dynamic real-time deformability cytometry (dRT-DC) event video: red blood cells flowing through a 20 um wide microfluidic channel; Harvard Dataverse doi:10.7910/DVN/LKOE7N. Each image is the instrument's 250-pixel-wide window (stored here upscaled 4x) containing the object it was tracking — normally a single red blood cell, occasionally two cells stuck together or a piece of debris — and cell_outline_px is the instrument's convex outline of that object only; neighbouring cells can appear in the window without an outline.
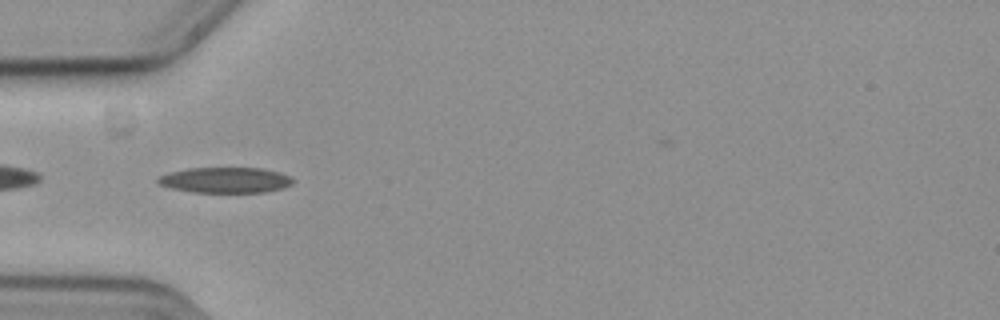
{"species": "common noctule bat (a hibernating species)", "species_latin": "Nyctalus noctula", "temperature_condition": "cold", "stored_images_in_passage": 45, "camera_frame_rate_fps": 3000, "um_per_image_px": 0.085, "animal": {"sex": "female", "body_mass_g": 19.3, "forearm_length_mm": 54.1}, "frame": {"image": 1, "passage_image": 10, "time_ms": 3.0, "image_size_px": [1000, 320], "cell_outline_px": [[292, 184], [284, 188], [264, 192], [192, 192], [172, 188], [160, 184], [156, 180], [160, 176], [172, 172], [188, 168], [260, 168], [280, 172], [292, 176]], "centroid_in_image_um": [19.2, 15.3], "position_along_channel_um": 65.8, "area_um2": 20.0}}
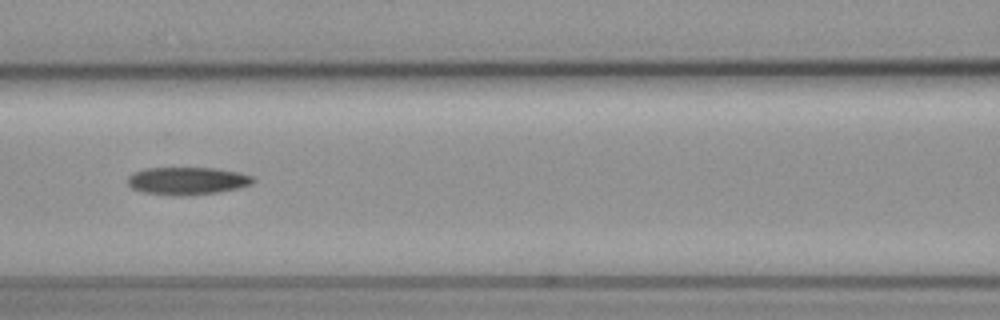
{"frame": {"image": 2, "passage_image": 17, "time_ms": 5.333, "image_size_px": [1000, 320], "cell_outline_px": [[256, 180], [252, 184], [240, 188], [216, 192], [184, 196], [176, 196], [144, 192], [132, 188], [128, 184], [128, 176], [132, 172], [144, 168], [216, 168], [240, 172], [252, 176]], "centroid_in_image_um": [15.93, 15.37], "position_along_channel_um": 150.7, "area_um2": 20.35}}
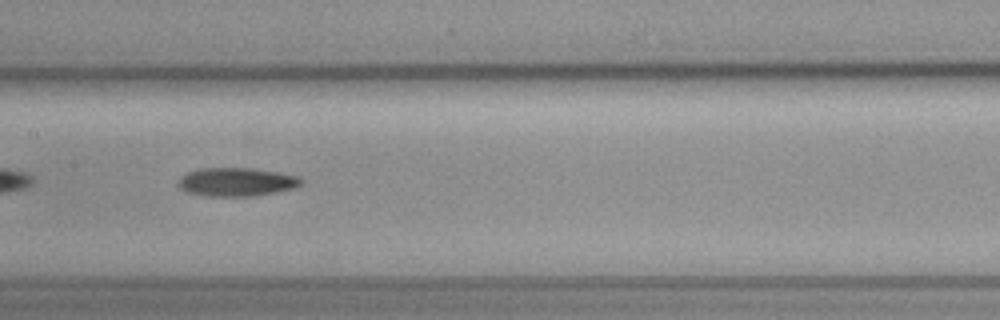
{"frame": {"image": 3, "passage_image": 20, "time_ms": 6.333, "image_size_px": [1000, 320], "cell_outline_px": [[304, 180], [296, 188], [276, 192], [252, 196], [204, 196], [188, 192], [180, 188], [176, 184], [188, 172], [200, 168], [252, 168], [276, 172], [296, 176]], "centroid_in_image_um": [20.11, 15.47], "position_along_channel_um": 187.3, "area_um2": 20.29}}